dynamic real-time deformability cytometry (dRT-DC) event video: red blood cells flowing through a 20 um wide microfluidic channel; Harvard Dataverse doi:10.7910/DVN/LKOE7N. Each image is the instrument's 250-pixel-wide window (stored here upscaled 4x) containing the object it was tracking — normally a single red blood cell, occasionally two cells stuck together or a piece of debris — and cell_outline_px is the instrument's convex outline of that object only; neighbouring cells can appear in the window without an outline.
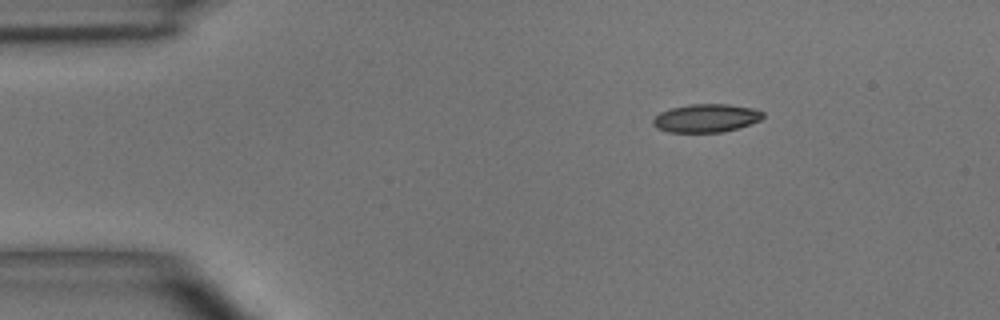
{"species": "common noctule bat (a hibernating species)", "species_latin": "Nyctalus noctula", "temperature_condition": "room temperature", "stored_images_in_passage": 2, "camera_frame_rate_fps": 3000, "um_per_image_px": 0.085, "animal": {"sex": "male", "body_mass_g": 15.6}, "frame": {"image": 1, "passage_image": 2, "time_ms": 1.333, "image_size_px": [1000, 320], "cell_outline_px": [[764, 116], [760, 120], [724, 132], [668, 132], [656, 128], [652, 124], [652, 120], [660, 112], [672, 108], [688, 104], [728, 104], [752, 108], [764, 112]], "centroid_in_image_um": [59.99, 10.04], "position_along_channel_um": 25.0, "area_um2": 18.03}}